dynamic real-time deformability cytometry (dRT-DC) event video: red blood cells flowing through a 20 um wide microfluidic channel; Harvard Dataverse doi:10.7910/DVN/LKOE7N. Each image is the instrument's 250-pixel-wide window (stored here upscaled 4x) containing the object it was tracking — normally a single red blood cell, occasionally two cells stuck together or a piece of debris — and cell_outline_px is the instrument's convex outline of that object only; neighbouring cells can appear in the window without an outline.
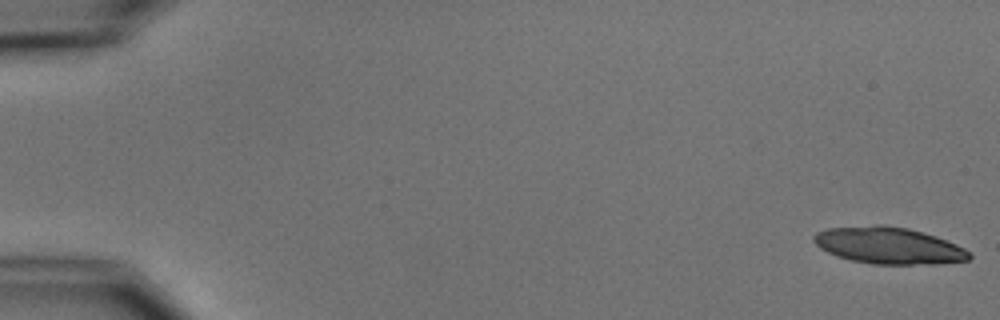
{"species": "common noctule bat (a hibernating species)", "species_latin": "Nyctalus noctula", "temperature_condition": "cold", "stored_images_in_passage": 6, "camera_frame_rate_fps": 3000, "um_per_image_px": 0.085, "animal": {"sex": "male", "body_mass_g": 15.6}, "frame": {"image": 1, "passage_image": 1, "time_ms": 0.0, "image_size_px": [1000, 320], "cell_outline_px": [[972, 256], [968, 260], [936, 264], [872, 264], [852, 260], [836, 256], [820, 248], [812, 240], [812, 236], [816, 232], [828, 228], [876, 224], [884, 224], [908, 228], [924, 232], [936, 236], [956, 244], [972, 252]], "centroid_in_image_um": [75.54, 20.86], "position_along_channel_um": 9.5, "area_um2": 33.58}}